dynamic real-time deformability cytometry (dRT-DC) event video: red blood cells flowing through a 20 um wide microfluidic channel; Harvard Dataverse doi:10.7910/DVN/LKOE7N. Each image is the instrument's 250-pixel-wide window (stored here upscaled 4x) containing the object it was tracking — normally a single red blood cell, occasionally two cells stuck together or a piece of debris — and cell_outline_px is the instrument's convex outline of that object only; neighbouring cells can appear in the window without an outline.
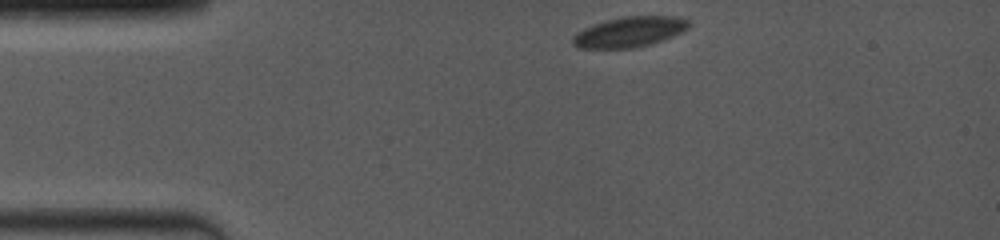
{"species": "common noctule bat (a hibernating species)", "species_latin": "Nyctalus noctula", "temperature_condition": "room temperature", "stored_images_in_passage": 54, "camera_frame_rate_fps": 4000, "um_per_image_px": 0.085, "animal": {"sex": "female", "body_mass_g": 19.0, "forearm_length_mm": 53.3}, "frame": {"image": 1, "passage_image": 1, "time_ms": 0.0, "image_size_px": [1000, 240], "cell_outline_px": [[688, 28], [672, 36], [652, 44], [632, 48], [576, 48], [572, 44], [572, 36], [576, 32], [584, 28], [608, 20], [624, 16], [672, 16], [688, 20]], "centroid_in_image_um": [53.46, 2.72], "position_along_channel_um": 31.5, "area_um2": 20.29}}
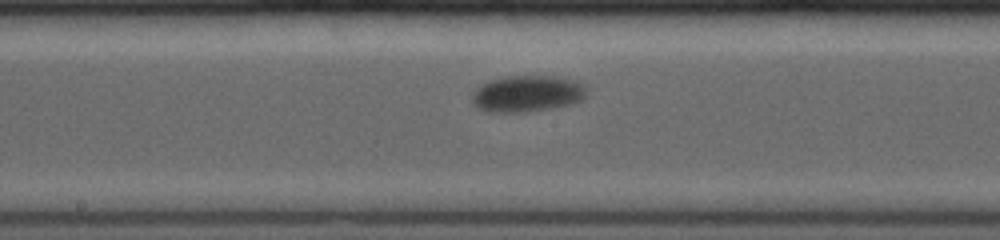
{"frame": {"image": 2, "passage_image": 22, "time_ms": 6.0, "image_size_px": [1000, 240], "cell_outline_px": [[588, 92], [580, 100], [572, 104], [524, 112], [488, 112], [476, 108], [472, 100], [472, 92], [476, 88], [492, 80], [508, 76], [552, 76], [572, 80], [588, 88]], "centroid_in_image_um": [44.79, 7.97], "position_along_channel_um": 203.4, "area_um2": 24.1}}
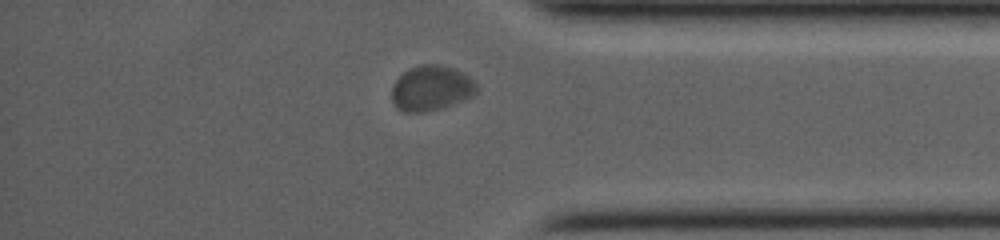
{"frame": {"image": 3, "passage_image": 44, "time_ms": 11.25, "image_size_px": [1000, 240], "cell_outline_px": [[480, 92], [464, 100], [440, 108], [424, 112], [404, 112], [396, 108], [392, 100], [392, 88], [396, 80], [408, 68], [420, 64], [440, 64], [456, 68], [464, 72], [480, 88]], "centroid_in_image_um": [36.68, 7.48], "position_along_channel_um": 398.5, "area_um2": 22.66}}